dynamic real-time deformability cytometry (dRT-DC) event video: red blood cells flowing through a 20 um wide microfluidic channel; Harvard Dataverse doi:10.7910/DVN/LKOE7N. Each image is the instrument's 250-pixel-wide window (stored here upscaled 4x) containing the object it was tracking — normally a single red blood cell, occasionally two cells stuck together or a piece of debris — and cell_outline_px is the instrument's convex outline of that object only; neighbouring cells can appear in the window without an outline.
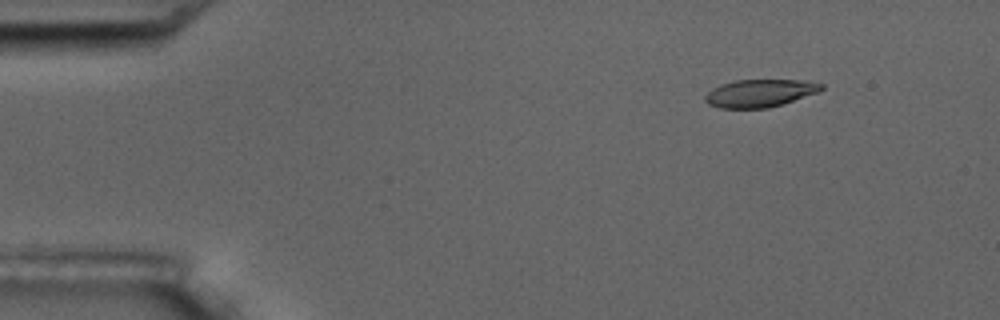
{"species": "common noctule bat (a hibernating species)", "species_latin": "Nyctalus noctula", "temperature_condition": "room temperature", "stored_images_in_passage": 4, "camera_frame_rate_fps": 3000, "um_per_image_px": 0.085, "animal": {"sex": "male", "body_mass_g": 17.5, "forearm_length_mm": 52.3}, "frame": {"image": 1, "passage_image": 1, "time_ms": 0.0, "image_size_px": [1000, 320], "cell_outline_px": [[824, 88], [820, 92], [768, 108], [720, 108], [708, 104], [704, 100], [704, 96], [712, 88], [720, 84], [736, 80], [800, 80], [824, 84]], "centroid_in_image_um": [64.58, 7.92], "position_along_channel_um": 20.4, "area_um2": 18.79}}
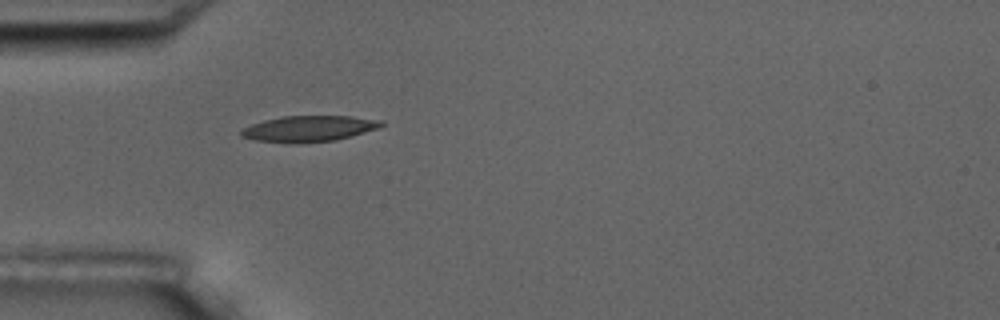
{"frame": {"image": 2, "passage_image": 4, "time_ms": 3.333, "image_size_px": [1000, 320], "cell_outline_px": [[384, 124], [380, 128], [336, 140], [300, 144], [296, 144], [256, 140], [240, 136], [240, 132], [244, 128], [252, 124], [264, 120], [280, 116], [352, 116], [384, 120]], "centroid_in_image_um": [26.29, 10.94], "position_along_channel_um": 58.7, "area_um2": 21.44}}